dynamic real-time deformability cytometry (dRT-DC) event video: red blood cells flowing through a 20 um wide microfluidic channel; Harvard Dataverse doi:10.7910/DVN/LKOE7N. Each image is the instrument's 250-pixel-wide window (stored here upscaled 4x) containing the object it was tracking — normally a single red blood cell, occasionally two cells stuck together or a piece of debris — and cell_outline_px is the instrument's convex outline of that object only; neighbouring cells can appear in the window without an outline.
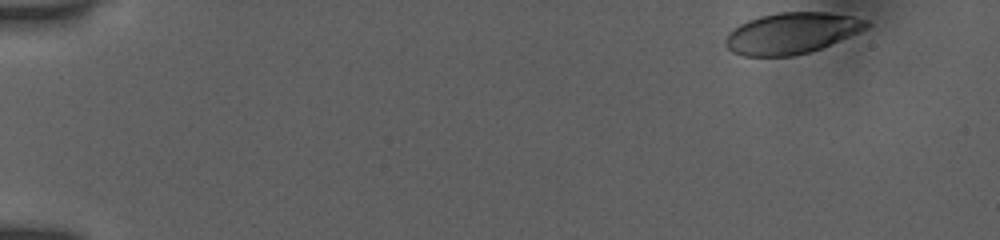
{"species": "human", "species_latin": "Homo sapiens", "temperature_condition": "room temperature", "stored_images_in_passage": 45, "camera_frame_rate_fps": 3000, "um_per_image_px": 0.085, "donor": {"sex": "female"}, "frame": {"image": 1, "passage_image": 1, "time_ms": 0.0, "image_size_px": [1000, 240], "cell_outline_px": [[868, 28], [820, 48], [808, 52], [792, 56], [744, 56], [732, 52], [724, 44], [724, 40], [728, 32], [732, 28], [748, 20], [760, 16], [780, 12], [828, 12], [852, 16], [868, 20]], "centroid_in_image_um": [67.24, 2.81], "position_along_channel_um": 17.8, "area_um2": 33.7}}
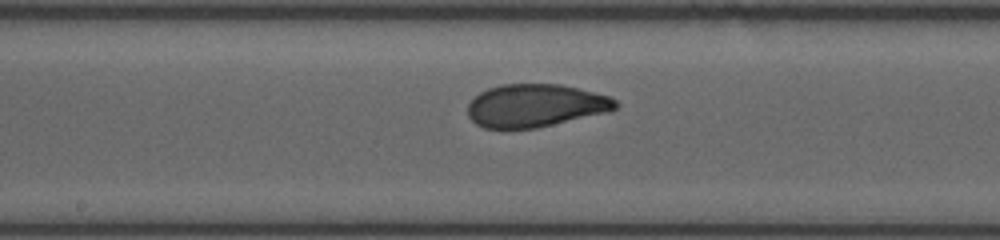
{"frame": {"image": 2, "passage_image": 26, "time_ms": 8.333, "image_size_px": [1000, 240], "cell_outline_px": [[620, 104], [616, 108], [608, 112], [536, 128], [484, 128], [476, 124], [468, 116], [468, 104], [480, 92], [488, 88], [500, 84], [560, 84], [608, 96], [616, 100]], "centroid_in_image_um": [45.5, 8.97], "position_along_channel_um": 202.7, "area_um2": 36.76}}
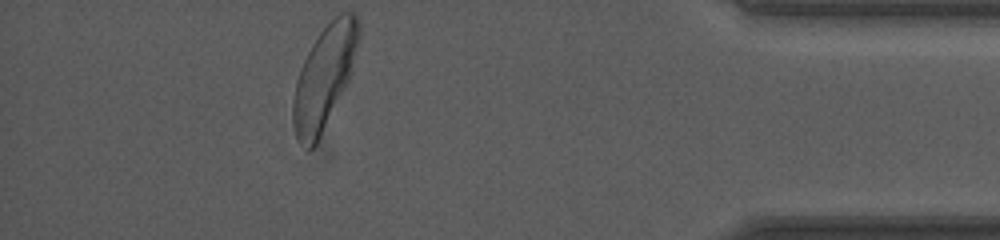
{"frame": {"image": 3, "passage_image": 45, "time_ms": 14.667, "image_size_px": [1000, 240], "cell_outline_px": [[360, 32], [348, 80], [316, 144], [312, 148], [308, 148], [296, 136], [292, 120], [292, 100], [296, 80], [300, 68], [312, 44], [320, 32], [340, 12], [356, 12], [360, 24]], "centroid_in_image_um": [27.55, 6.52], "position_along_channel_um": 407.7, "area_um2": 38.38}, "authors_computed_cell_mechanics": {"area_um2": 37.2232, "velocity_mm_per_s": 3.8635, "shape_relaxation_time_tau1_ms": 4.8638, "shape_relaxation_time_tau2_ms": 0.8438, "deformation_change_tau1": 0.1734, "deformation_change_tau2": 0.0644}}